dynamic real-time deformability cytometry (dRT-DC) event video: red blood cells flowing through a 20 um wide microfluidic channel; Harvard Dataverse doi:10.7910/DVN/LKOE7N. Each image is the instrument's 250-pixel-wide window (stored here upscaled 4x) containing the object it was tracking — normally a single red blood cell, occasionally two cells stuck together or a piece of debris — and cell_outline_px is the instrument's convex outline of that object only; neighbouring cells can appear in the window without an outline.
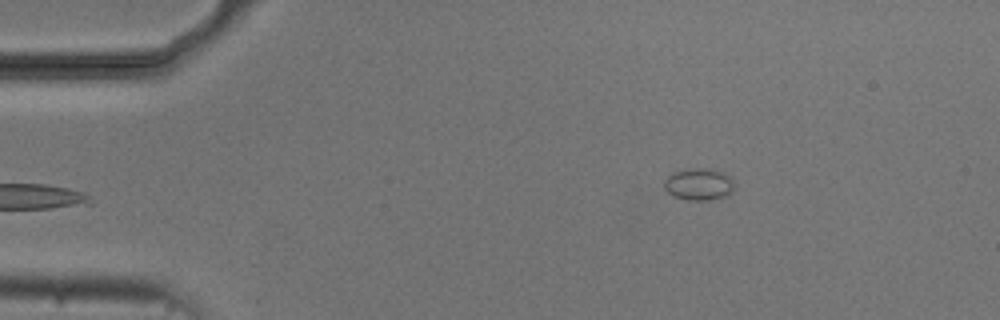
{"species": "common noctule bat (a hibernating species)", "species_latin": "Nyctalus noctula", "temperature_condition": "cold", "stored_images_in_passage": 5, "camera_frame_rate_fps": 3000, "um_per_image_px": 0.085, "animal": {"sex": "male", "body_mass_g": 20.5, "forearm_length_mm": 52.5}, "frame": {"image": 1, "passage_image": 5, "time_ms": 5.0, "image_size_px": [1000, 320], "cell_outline_px": [[736, 188], [728, 196], [708, 200], [688, 200], [672, 196], [664, 188], [664, 180], [672, 172], [688, 168], [712, 168], [724, 172], [732, 180]], "centroid_in_image_um": [59.42, 15.65], "position_along_channel_um": 25.6, "area_um2": 13.41}}